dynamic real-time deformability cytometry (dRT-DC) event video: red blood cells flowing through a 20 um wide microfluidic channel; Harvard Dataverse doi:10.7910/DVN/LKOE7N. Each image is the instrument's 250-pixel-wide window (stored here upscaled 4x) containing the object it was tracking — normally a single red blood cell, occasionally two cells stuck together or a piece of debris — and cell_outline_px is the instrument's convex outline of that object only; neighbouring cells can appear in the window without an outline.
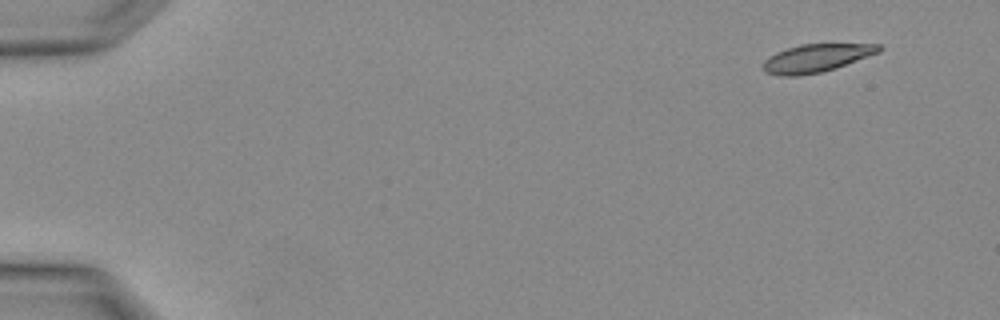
{"species": "Egyptian fruit bat (a non-hibernating species)", "species_latin": "Rousettus aegyptiacus", "temperature_condition": "warm", "stored_images_in_passage": 3, "camera_frame_rate_fps": 3000, "um_per_image_px": 0.085, "animal": {"sex": "female"}, "frame": {"image": 1, "passage_image": 1, "time_ms": 0.0, "image_size_px": [1000, 320], "cell_outline_px": [[884, 48], [880, 52], [836, 68], [820, 72], [800, 76], [780, 76], [764, 72], [764, 60], [768, 56], [776, 52], [800, 44], [880, 44]], "centroid_in_image_um": [69.39, 4.94], "position_along_channel_um": 15.6, "area_um2": 18.96}}